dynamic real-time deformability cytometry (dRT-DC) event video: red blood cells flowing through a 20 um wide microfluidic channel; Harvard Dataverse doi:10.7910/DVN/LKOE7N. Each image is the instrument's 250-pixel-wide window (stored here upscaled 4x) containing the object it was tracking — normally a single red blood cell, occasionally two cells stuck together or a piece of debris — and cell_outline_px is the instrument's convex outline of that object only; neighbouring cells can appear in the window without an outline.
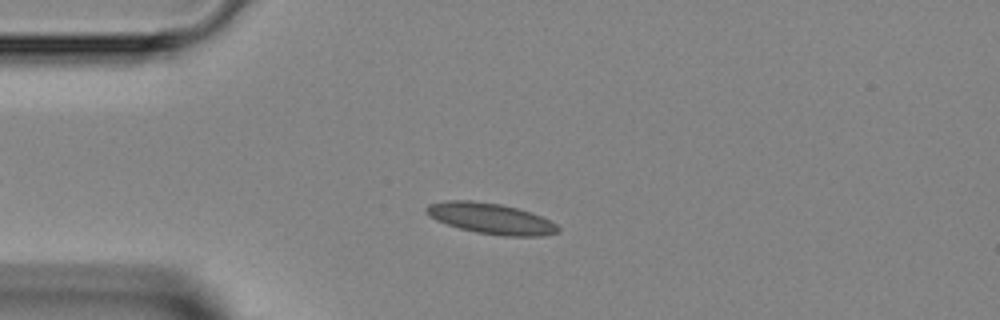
{"species": "Egyptian fruit bat (a non-hibernating species)", "species_latin": "Rousettus aegyptiacus", "temperature_condition": "room temperature", "stored_images_in_passage": 40, "camera_frame_rate_fps": 3000, "um_per_image_px": 0.085, "animal": {"sex": "female"}, "frame": {"image": 1, "passage_image": 10, "time_ms": 3.0, "image_size_px": [1000, 320], "cell_outline_px": [[560, 232], [544, 236], [504, 236], [476, 232], [460, 228], [436, 220], [428, 216], [424, 212], [424, 208], [428, 204], [448, 200], [472, 200], [500, 204], [532, 212], [556, 224], [560, 228]], "centroid_in_image_um": [41.7, 18.57], "position_along_channel_um": 43.3, "area_um2": 23.7}}
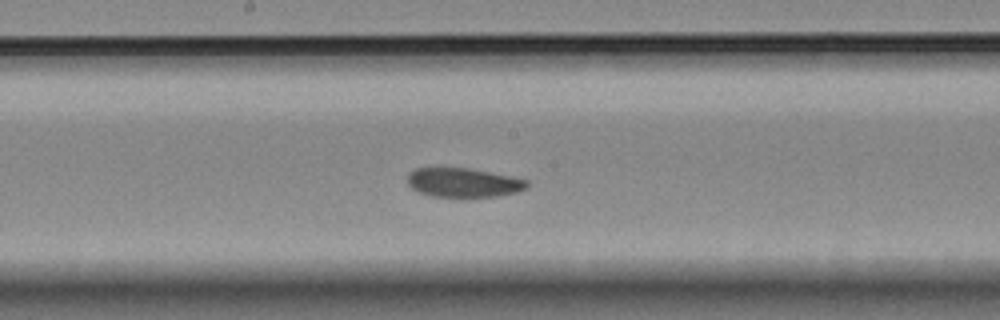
{"frame": {"image": 2, "passage_image": 23, "time_ms": 7.333, "image_size_px": [1000, 320], "cell_outline_px": [[528, 188], [516, 192], [500, 196], [460, 200], [432, 196], [420, 192], [412, 188], [408, 184], [408, 172], [416, 168], [468, 168], [512, 176], [528, 180]], "centroid_in_image_um": [39.41, 15.57], "position_along_channel_um": 208.8, "area_um2": 21.15}}
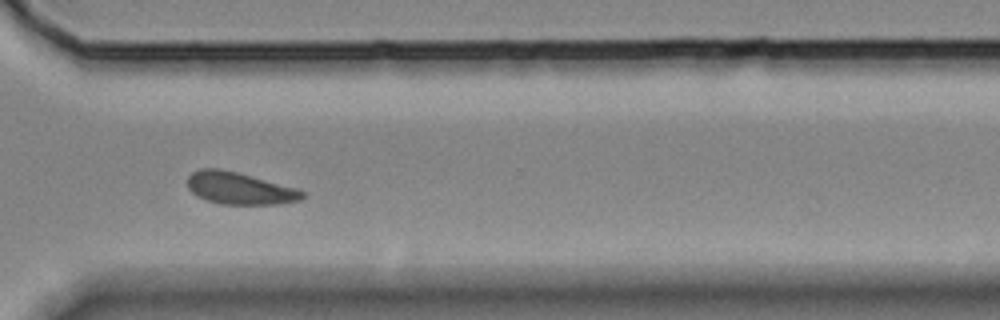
{"frame": {"image": 3, "passage_image": 33, "time_ms": 10.667, "image_size_px": [1000, 320], "cell_outline_px": [[304, 196], [300, 200], [280, 204], [220, 204], [196, 196], [188, 188], [188, 176], [192, 172], [200, 168], [220, 168], [236, 172], [296, 188], [304, 192]], "centroid_in_image_um": [20.33, 16.0], "position_along_channel_um": 350.3, "area_um2": 21.33}}